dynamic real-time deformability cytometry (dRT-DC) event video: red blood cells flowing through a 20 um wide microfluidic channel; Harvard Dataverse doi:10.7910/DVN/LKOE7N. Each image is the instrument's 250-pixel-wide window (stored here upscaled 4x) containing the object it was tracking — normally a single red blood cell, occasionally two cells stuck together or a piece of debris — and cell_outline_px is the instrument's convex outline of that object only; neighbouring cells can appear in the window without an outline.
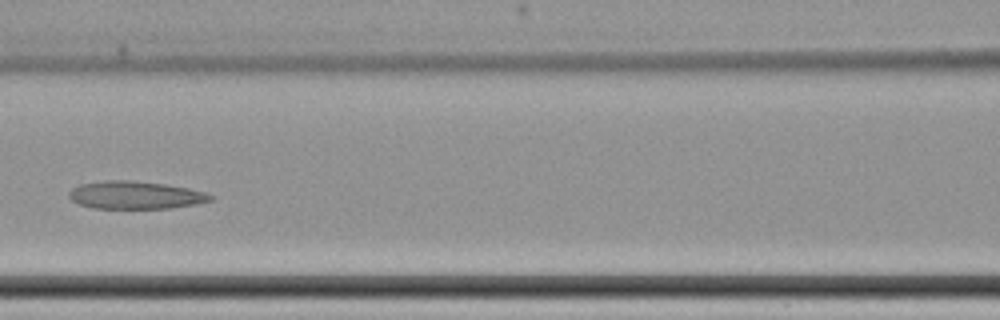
{"species": "common noctule bat (a hibernating species)", "species_latin": "Nyctalus noctula", "temperature_condition": "cold", "stored_images_in_passage": 8, "camera_frame_rate_fps": 3000, "um_per_image_px": 0.085, "animal": {"sex": "female", "body_mass_g": 22.7, "forearm_length_mm": 54.2}, "frame": {"image": 1, "passage_image": 6, "time_ms": 6.333, "image_size_px": [1000, 320], "cell_outline_px": [[216, 196], [212, 200], [196, 204], [172, 208], [96, 208], [80, 204], [72, 200], [68, 196], [68, 192], [72, 188], [80, 184], [104, 180], [128, 180], [164, 184], [188, 188], [204, 192]], "centroid_in_image_um": [11.52, 16.58], "position_along_channel_um": 155.1, "area_um2": 22.83}}
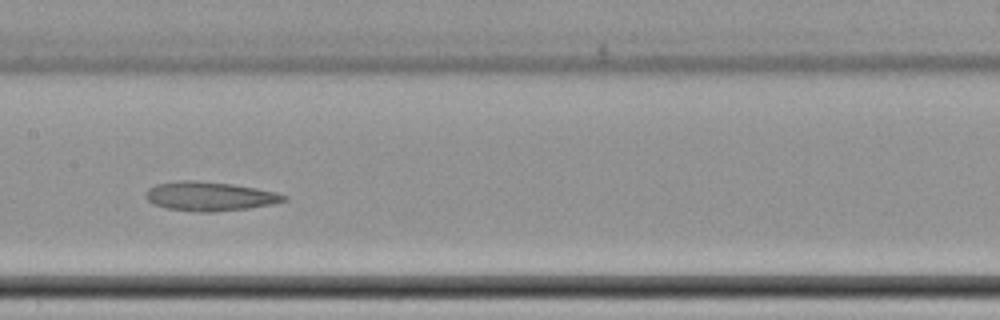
{"frame": {"image": 2, "passage_image": 7, "time_ms": 7.333, "image_size_px": [1000, 320], "cell_outline_px": [[288, 200], [272, 204], [248, 208], [212, 212], [192, 212], [168, 208], [152, 204], [144, 196], [148, 188], [156, 184], [180, 180], [196, 180], [232, 184], [256, 188], [276, 192], [288, 196]], "centroid_in_image_um": [17.81, 16.68], "position_along_channel_um": 189.6, "area_um2": 23.58}}
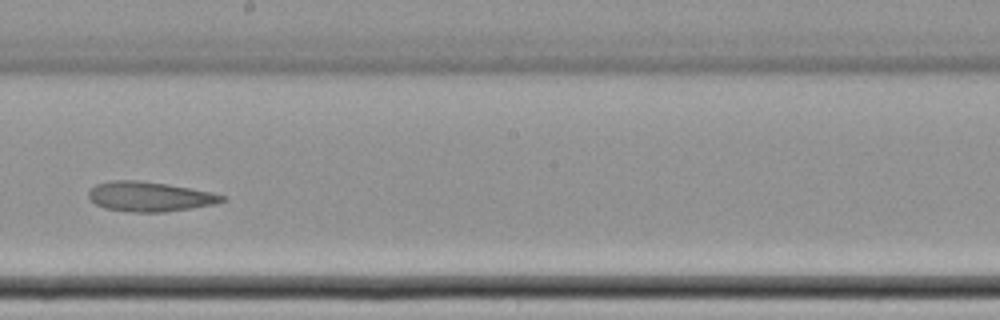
{"frame": {"image": 3, "passage_image": 8, "time_ms": 8.667, "image_size_px": [1000, 320], "cell_outline_px": [[228, 200], [216, 204], [164, 212], [132, 212], [104, 208], [96, 204], [88, 196], [88, 192], [96, 184], [112, 180], [140, 180], [188, 188], [208, 192], [224, 196]], "centroid_in_image_um": [12.7, 16.71], "position_along_channel_um": 235.5, "area_um2": 22.89}}